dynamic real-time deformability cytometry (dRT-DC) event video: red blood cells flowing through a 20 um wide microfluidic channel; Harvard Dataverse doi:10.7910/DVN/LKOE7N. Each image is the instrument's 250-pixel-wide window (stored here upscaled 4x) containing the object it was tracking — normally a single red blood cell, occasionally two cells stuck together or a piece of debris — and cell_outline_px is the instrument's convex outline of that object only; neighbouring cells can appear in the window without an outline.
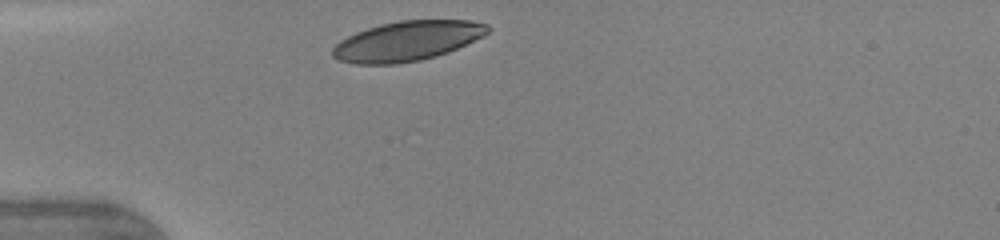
{"species": "human", "species_latin": "Homo sapiens", "temperature_condition": "warm", "stored_images_in_passage": 40, "camera_frame_rate_fps": 3000, "um_per_image_px": 0.085, "donor": {"sex": "female"}, "frame": {"image": 1, "passage_image": 1, "time_ms": 0.0, "image_size_px": [1000, 240], "cell_outline_px": [[488, 32], [484, 36], [448, 52], [436, 56], [420, 60], [396, 64], [356, 64], [340, 60], [332, 56], [332, 48], [340, 40], [356, 32], [380, 24], [400, 20], [468, 20], [488, 24]], "centroid_in_image_um": [34.6, 3.48], "position_along_channel_um": 50.4, "area_um2": 35.84}}
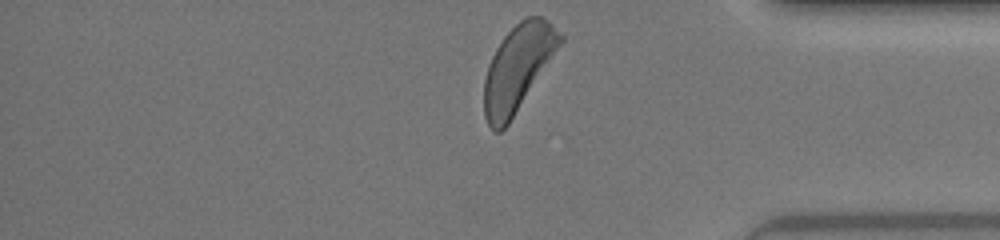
{"frame": {"image": 2, "passage_image": 39, "time_ms": 8.667, "image_size_px": [1000, 240], "cell_outline_px": [[564, 40], [508, 124], [500, 132], [496, 132], [488, 124], [484, 116], [484, 80], [488, 64], [496, 48], [504, 36], [520, 20], [528, 16], [540, 16], [548, 20], [564, 36]], "centroid_in_image_um": [44.01, 5.76], "position_along_channel_um": 391.2, "area_um2": 37.57}, "authors_computed_cell_mechanics": {"area_um2": 37.5989, "velocity_mm_per_s": 4.2983, "shape_relaxation_time_tau1_ms": 3.3555, "shape_relaxation_time_tau2_ms": 1.3998, "deformation_change_tau1": 0.1298, "deformation_change_tau2": 0.0609}}